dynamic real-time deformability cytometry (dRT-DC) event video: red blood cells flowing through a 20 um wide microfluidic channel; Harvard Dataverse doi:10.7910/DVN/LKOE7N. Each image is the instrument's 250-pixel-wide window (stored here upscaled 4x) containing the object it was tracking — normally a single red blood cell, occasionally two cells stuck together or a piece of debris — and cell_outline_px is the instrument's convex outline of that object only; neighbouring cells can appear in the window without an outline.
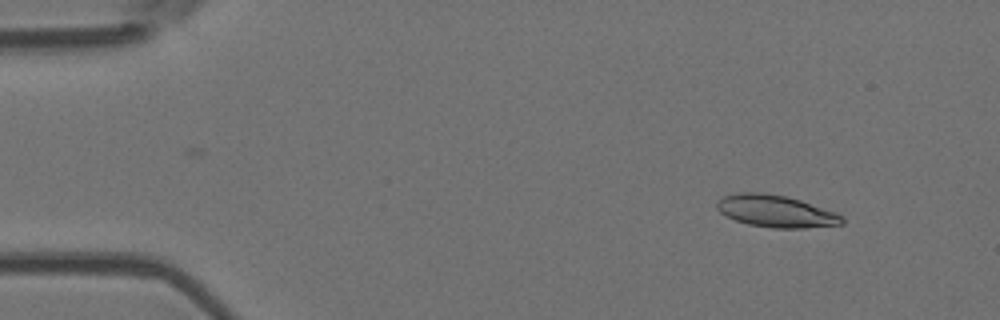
{"species": "Egyptian fruit bat (a non-hibernating species)", "species_latin": "Rousettus aegyptiacus", "temperature_condition": "room temperature", "stored_images_in_passage": 4, "camera_frame_rate_fps": 3000, "um_per_image_px": 0.085, "animal": {"sex": "female"}, "frame": {"image": 1, "passage_image": 2, "time_ms": 1.0, "image_size_px": [1000, 320], "cell_outline_px": [[844, 224], [804, 228], [772, 228], [748, 224], [736, 220], [720, 212], [716, 208], [716, 204], [724, 196], [740, 192], [764, 192], [788, 196], [800, 200], [832, 212], [840, 216], [844, 220]], "centroid_in_image_um": [65.91, 17.95], "position_along_channel_um": 19.1, "area_um2": 23.12}}
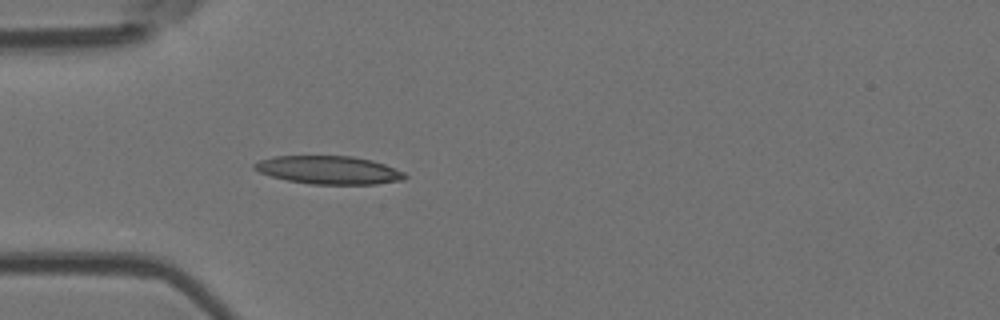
{"frame": {"image": 2, "passage_image": 4, "time_ms": 4.333, "image_size_px": [1000, 320], "cell_outline_px": [[408, 176], [404, 180], [376, 184], [308, 184], [288, 180], [272, 176], [260, 172], [252, 168], [252, 164], [260, 160], [272, 156], [352, 156], [372, 160], [384, 164], [404, 172]], "centroid_in_image_um": [27.95, 14.45], "position_along_channel_um": 57.0, "area_um2": 24.74}}